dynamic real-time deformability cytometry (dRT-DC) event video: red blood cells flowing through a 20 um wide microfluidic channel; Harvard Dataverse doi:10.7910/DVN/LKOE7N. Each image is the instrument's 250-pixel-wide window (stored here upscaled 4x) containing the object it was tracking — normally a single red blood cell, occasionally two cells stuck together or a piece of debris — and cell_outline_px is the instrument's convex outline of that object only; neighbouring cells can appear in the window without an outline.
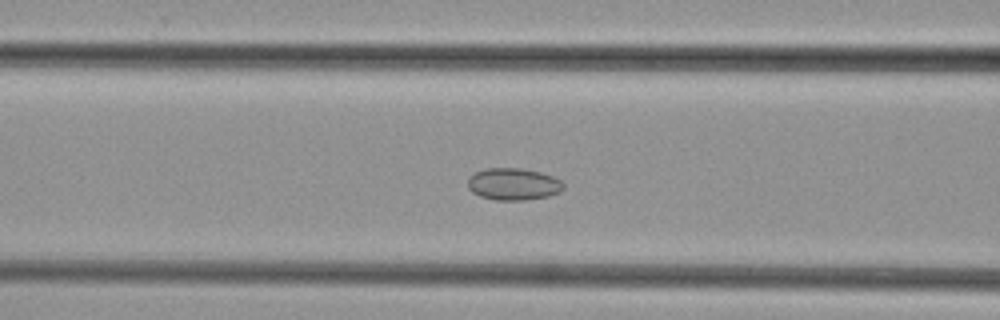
{"species": "common noctule bat (a hibernating species)", "species_latin": "Nyctalus noctula", "temperature_condition": "cold", "stored_images_in_passage": 40, "camera_frame_rate_fps": 3000, "um_per_image_px": 0.085, "animal": {"sex": "female", "body_mass_g": 29.2, "forearm_length_mm": 56.3}, "frame": {"image": 1, "passage_image": 16, "time_ms": 5.0, "image_size_px": [1000, 320], "cell_outline_px": [[564, 188], [560, 192], [548, 196], [524, 200], [496, 200], [480, 196], [472, 192], [468, 188], [468, 176], [484, 168], [520, 168], [540, 172], [552, 176], [560, 180], [564, 184]], "centroid_in_image_um": [43.62, 15.65], "position_along_channel_um": 123.0, "area_um2": 17.92}}
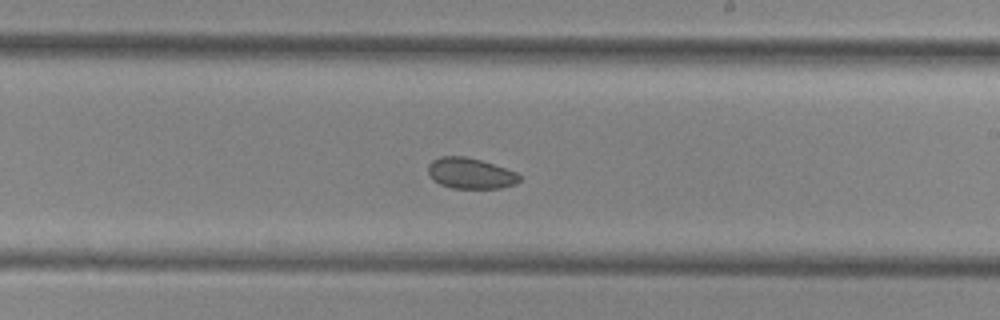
{"frame": {"image": 2, "passage_image": 25, "time_ms": 8.0, "image_size_px": [1000, 320], "cell_outline_px": [[520, 180], [516, 184], [500, 188], [452, 188], [440, 184], [432, 180], [428, 172], [428, 164], [432, 160], [440, 156], [464, 156], [480, 160], [516, 172], [520, 176]], "centroid_in_image_um": [39.95, 14.73], "position_along_channel_um": 249.0, "area_um2": 16.36}}
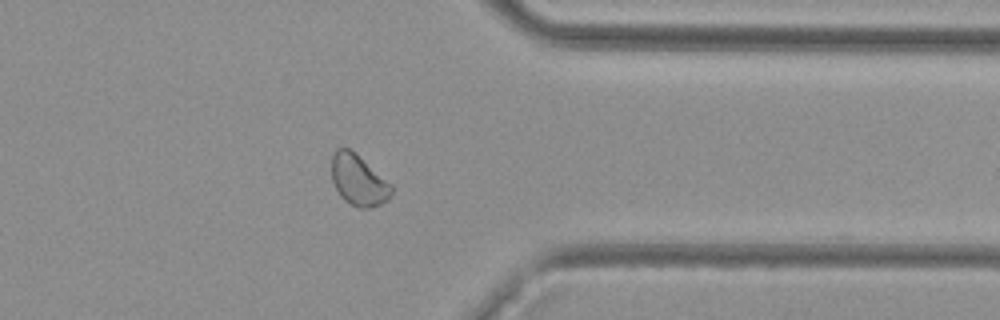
{"frame": {"image": 3, "passage_image": 35, "time_ms": 11.333, "image_size_px": [1000, 320], "cell_outline_px": [[392, 192], [388, 200], [380, 204], [368, 208], [360, 208], [344, 200], [340, 196], [332, 180], [332, 152], [336, 148], [348, 148], [356, 152], [392, 184]], "centroid_in_image_um": [30.47, 15.29], "position_along_channel_um": 380.9, "area_um2": 17.86}}